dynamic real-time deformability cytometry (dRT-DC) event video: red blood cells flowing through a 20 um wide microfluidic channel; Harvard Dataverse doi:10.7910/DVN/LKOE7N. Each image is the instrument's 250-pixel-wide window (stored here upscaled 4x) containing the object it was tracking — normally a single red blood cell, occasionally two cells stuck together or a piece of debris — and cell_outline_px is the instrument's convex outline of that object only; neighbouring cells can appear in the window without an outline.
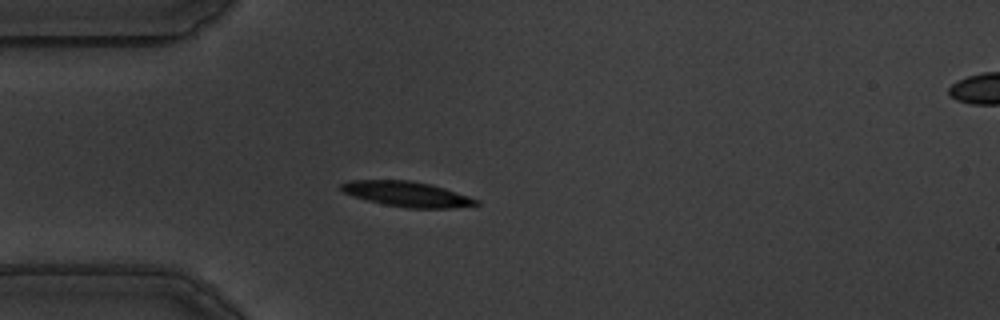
{"species": "common noctule bat (a hibernating species)", "species_latin": "Nyctalus noctula", "temperature_condition": "warm", "stored_images_in_passage": 43, "camera_frame_rate_fps": 3000, "um_per_image_px": 0.085, "animal": {"sex": "male", "body_mass_g": 19.5, "forearm_length_mm": 54.6}, "frame": {"image": 1, "passage_image": 5, "time_ms": 1.333, "image_size_px": [1000, 320], "cell_outline_px": [[480, 204], [448, 208], [408, 208], [384, 204], [368, 200], [344, 192], [340, 188], [340, 184], [352, 180], [412, 180], [432, 184], [480, 200]], "centroid_in_image_um": [34.62, 16.49], "position_along_channel_um": 50.4, "area_um2": 19.59}}
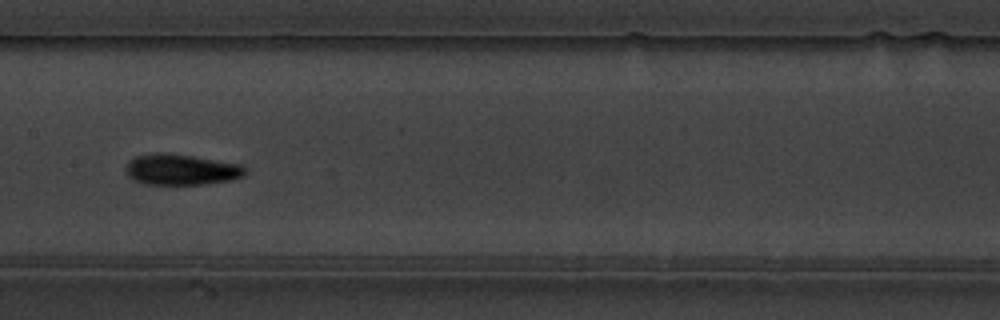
{"frame": {"image": 2, "passage_image": 18, "time_ms": 5.667, "image_size_px": [1000, 320], "cell_outline_px": [[248, 172], [244, 176], [232, 180], [204, 184], [144, 184], [128, 176], [124, 168], [128, 160], [136, 156], [156, 152], [164, 152], [192, 156], [244, 164], [248, 168]], "centroid_in_image_um": [15.44, 14.4], "position_along_channel_um": 192.0, "area_um2": 21.85}}
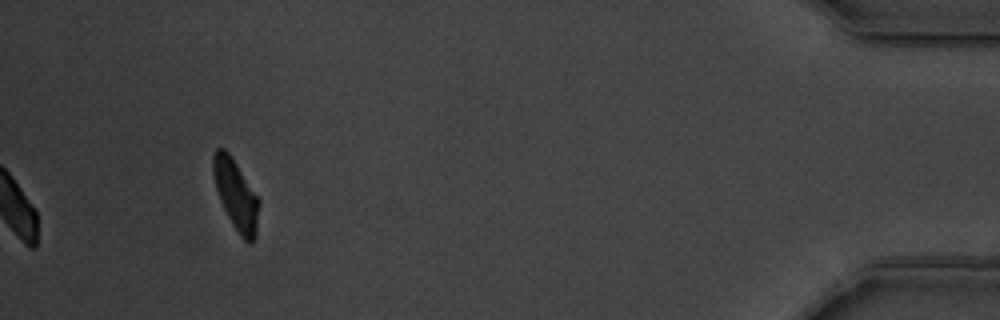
{"frame": {"image": 3, "passage_image": 43, "time_ms": 14.0, "image_size_px": [1000, 320], "cell_outline_px": [[260, 204], [256, 236], [248, 244], [240, 236], [232, 224], [220, 200], [216, 188], [212, 172], [212, 156], [216, 148], [224, 148], [232, 156], [260, 200]], "centroid_in_image_um": [20.05, 16.54], "position_along_channel_um": 415.1, "area_um2": 18.84}, "authors_computed_cell_mechanics": {"area_um2": 19.8832, "velocity_mm_per_s": 3.4946, "shape_relaxation_time_tau1_ms": 3.3682, "shape_relaxation_time_tau2_ms": 7.5653, "deformation_change_tau1": 0.1638, "deformation_change_tau2": 0.099}}